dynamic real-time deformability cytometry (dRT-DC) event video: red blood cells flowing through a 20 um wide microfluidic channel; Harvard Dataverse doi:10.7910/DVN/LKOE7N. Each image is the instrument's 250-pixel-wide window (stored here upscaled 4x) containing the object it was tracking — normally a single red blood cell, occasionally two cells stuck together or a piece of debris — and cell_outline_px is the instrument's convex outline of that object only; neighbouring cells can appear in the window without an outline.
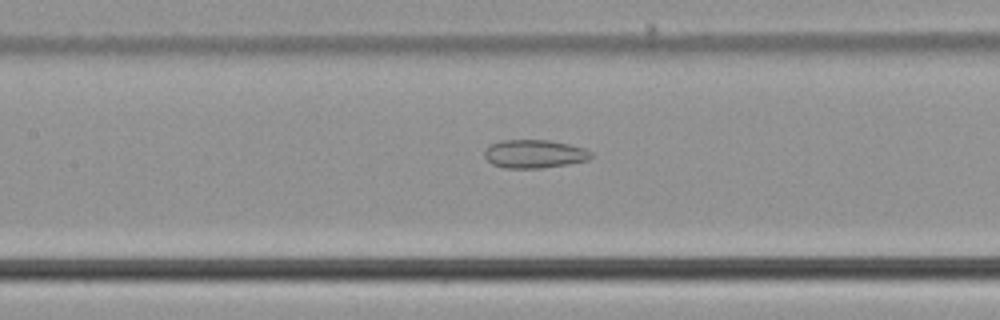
{"species": "common noctule bat (a hibernating species)", "species_latin": "Nyctalus noctula", "temperature_condition": "cold", "stored_images_in_passage": 55, "camera_frame_rate_fps": 3000, "um_per_image_px": 0.085, "animal": {"sex": "male", "body_mass_g": 21.5, "forearm_length_mm": 52.0}, "frame": {"image": 1, "passage_image": 26, "time_ms": 8.333, "image_size_px": [1000, 320], "cell_outline_px": [[592, 156], [588, 160], [568, 164], [540, 168], [504, 168], [492, 164], [484, 156], [484, 152], [492, 144], [500, 140], [548, 140], [568, 144], [584, 148], [592, 152]], "centroid_in_image_um": [45.43, 13.08], "position_along_channel_um": 162.0, "area_um2": 17.51}}
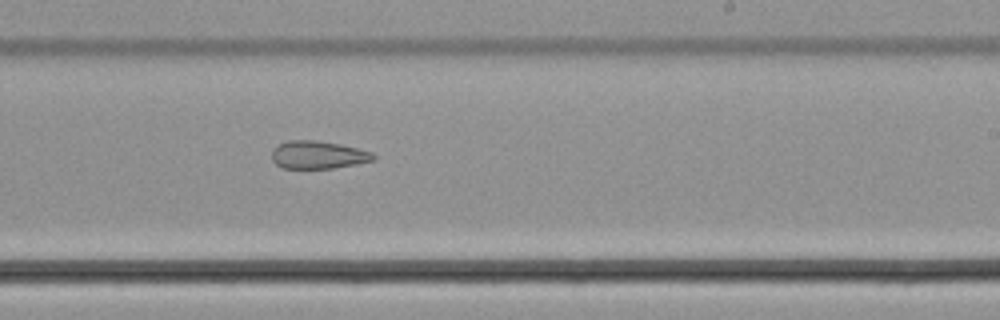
{"frame": {"image": 2, "passage_image": 34, "time_ms": 11.0, "image_size_px": [1000, 320], "cell_outline_px": [[376, 160], [356, 164], [332, 168], [284, 168], [276, 164], [272, 160], [272, 148], [276, 144], [288, 140], [316, 140], [340, 144], [372, 152], [376, 156]], "centroid_in_image_um": [27.01, 13.15], "position_along_channel_um": 262.0, "area_um2": 16.59}}
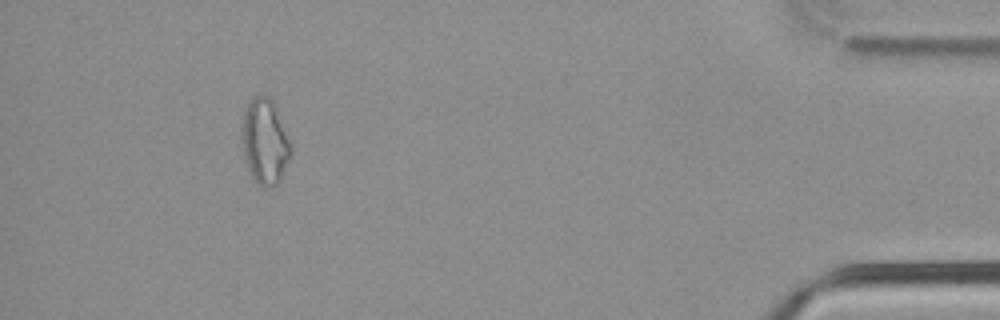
{"frame": {"image": 3, "passage_image": 51, "time_ms": 16.667, "image_size_px": [1000, 320], "cell_outline_px": [[292, 152], [280, 180], [276, 184], [268, 188], [264, 188], [248, 172], [244, 160], [240, 136], [240, 120], [244, 108], [248, 100], [252, 96], [268, 96], [272, 100], [276, 108], [292, 144]], "centroid_in_image_um": [22.46, 12.0], "position_along_channel_um": 412.7, "area_um2": 25.09}, "authors_computed_cell_mechanics": {"area_um2": 22.3686, "velocity_mm_per_s": 3.7604, "shape_relaxation_time_tau1_ms": null, "shape_relaxation_time_tau2_ms": 3.152, "deformation_change_tau1": null, "deformation_change_tau2": 0.1176}}